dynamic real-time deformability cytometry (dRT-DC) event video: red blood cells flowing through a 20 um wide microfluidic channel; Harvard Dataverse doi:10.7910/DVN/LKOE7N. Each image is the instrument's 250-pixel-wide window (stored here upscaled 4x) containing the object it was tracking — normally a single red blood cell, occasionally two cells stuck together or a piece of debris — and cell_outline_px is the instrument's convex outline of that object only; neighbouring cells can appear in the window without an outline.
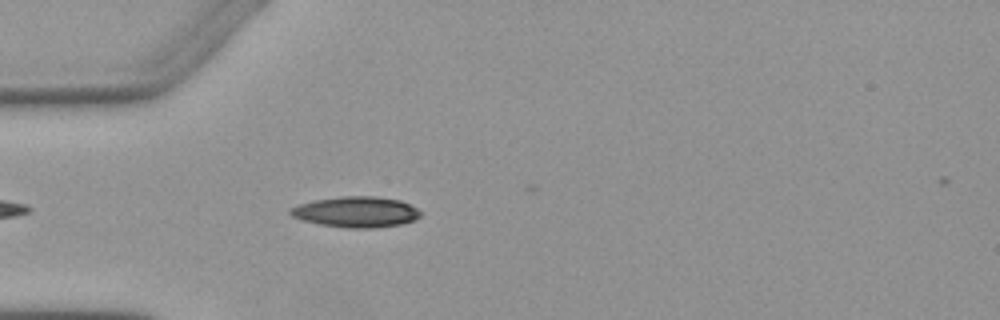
{"species": "Egyptian fruit bat (a non-hibernating species)", "species_latin": "Rousettus aegyptiacus", "temperature_condition": "warm", "stored_images_in_passage": 5, "camera_frame_rate_fps": 3000, "um_per_image_px": 0.085, "animal": {"sex": "female"}, "frame": {"image": 1, "passage_image": 5, "time_ms": 4.667, "image_size_px": [1000, 320], "cell_outline_px": [[420, 216], [416, 220], [400, 224], [372, 228], [348, 228], [320, 224], [304, 220], [292, 216], [288, 212], [288, 208], [300, 204], [316, 200], [340, 196], [376, 196], [400, 200], [416, 208], [420, 212]], "centroid_in_image_um": [30.27, 18.01], "position_along_channel_um": 54.7, "area_um2": 23.18}}